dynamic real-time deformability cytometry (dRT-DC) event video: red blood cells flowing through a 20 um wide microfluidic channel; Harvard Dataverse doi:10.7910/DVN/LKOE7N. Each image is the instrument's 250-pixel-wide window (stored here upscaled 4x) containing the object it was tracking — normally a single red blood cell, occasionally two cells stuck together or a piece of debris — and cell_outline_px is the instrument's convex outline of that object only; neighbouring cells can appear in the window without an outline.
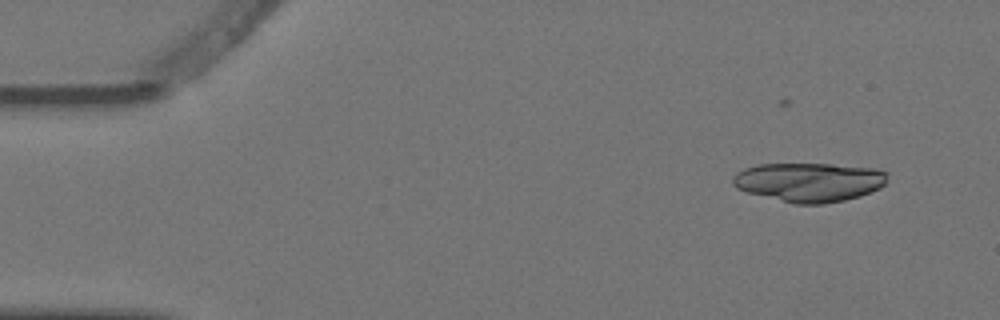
{"species": "Egyptian fruit bat (a non-hibernating species)", "species_latin": "Rousettus aegyptiacus", "temperature_condition": "warm", "stored_images_in_passage": 5, "camera_frame_rate_fps": 3000, "um_per_image_px": 0.085, "animal": {"sex": "female"}, "frame": {"image": 1, "passage_image": 2, "time_ms": 0.333, "image_size_px": [1000, 320], "cell_outline_px": [[888, 172], [884, 184], [880, 188], [860, 196], [844, 200], [824, 204], [796, 204], [748, 192], [736, 188], [732, 184], [732, 176], [736, 172], [744, 168], [756, 164], [832, 164], [876, 168]], "centroid_in_image_um": [68.77, 15.47], "position_along_channel_um": 16.2, "area_um2": 35.32}}